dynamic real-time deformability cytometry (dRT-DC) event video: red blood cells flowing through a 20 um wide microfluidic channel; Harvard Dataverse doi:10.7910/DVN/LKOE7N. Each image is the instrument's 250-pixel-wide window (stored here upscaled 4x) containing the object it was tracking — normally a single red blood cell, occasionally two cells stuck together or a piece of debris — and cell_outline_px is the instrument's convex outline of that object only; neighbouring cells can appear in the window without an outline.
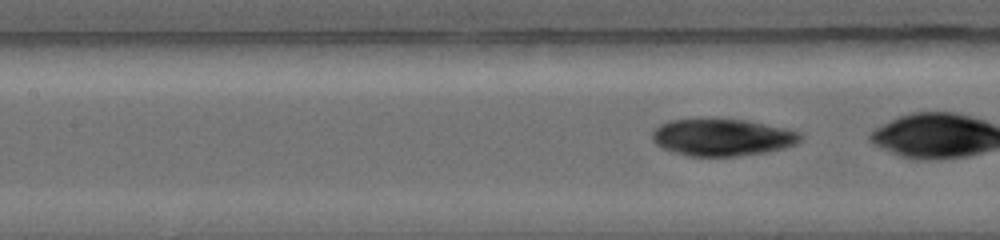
{"species": "common noctule bat (a hibernating species)", "species_latin": "Nyctalus noctula", "temperature_condition": "warm", "stored_images_in_passage": 37, "camera_frame_rate_fps": 5000, "um_per_image_px": 0.085, "animal": {"sex": "female", "body_mass_g": 19.0, "forearm_length_mm": 56.7}, "frame": {"image": 1, "passage_image": 11, "time_ms": 2.0, "image_size_px": [1000, 240], "cell_outline_px": [[804, 136], [796, 144], [784, 148], [764, 152], [736, 156], [688, 156], [672, 152], [656, 144], [652, 140], [652, 132], [660, 124], [668, 120], [700, 116], [716, 116], [744, 120], [788, 128], [800, 132]], "centroid_in_image_um": [61.36, 11.62], "position_along_channel_um": 146.0, "area_um2": 33.12}}